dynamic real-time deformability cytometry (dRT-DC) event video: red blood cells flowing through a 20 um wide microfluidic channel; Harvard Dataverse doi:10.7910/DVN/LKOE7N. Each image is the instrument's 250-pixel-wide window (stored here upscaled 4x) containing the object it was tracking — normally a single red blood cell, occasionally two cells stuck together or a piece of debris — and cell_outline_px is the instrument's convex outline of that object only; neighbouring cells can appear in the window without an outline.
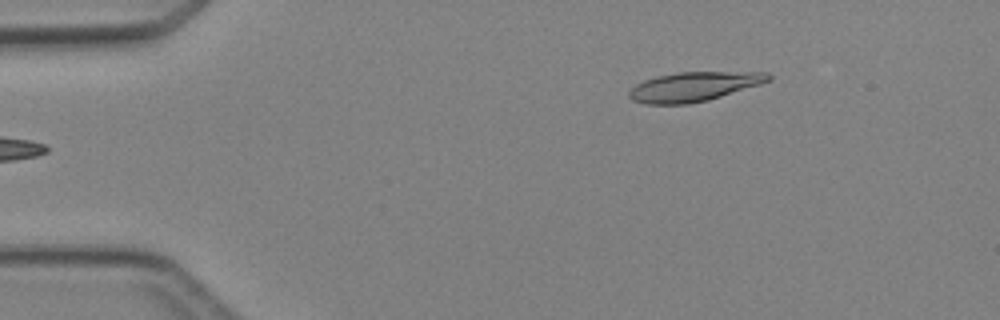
{"species": "Egyptian fruit bat (a non-hibernating species)", "species_latin": "Rousettus aegyptiacus", "temperature_condition": "cold", "stored_images_in_passage": 4, "camera_frame_rate_fps": 3000, "um_per_image_px": 0.085, "animal": {"sex": "female"}, "frame": {"image": 1, "passage_image": 4, "time_ms": 4.333, "image_size_px": [1000, 320], "cell_outline_px": [[772, 80], [760, 84], [708, 100], [688, 104], [644, 104], [632, 100], [628, 96], [628, 92], [636, 84], [644, 80], [656, 76], [676, 72], [768, 72], [772, 76]], "centroid_in_image_um": [58.96, 7.36], "position_along_channel_um": 26.0, "area_um2": 23.87}}